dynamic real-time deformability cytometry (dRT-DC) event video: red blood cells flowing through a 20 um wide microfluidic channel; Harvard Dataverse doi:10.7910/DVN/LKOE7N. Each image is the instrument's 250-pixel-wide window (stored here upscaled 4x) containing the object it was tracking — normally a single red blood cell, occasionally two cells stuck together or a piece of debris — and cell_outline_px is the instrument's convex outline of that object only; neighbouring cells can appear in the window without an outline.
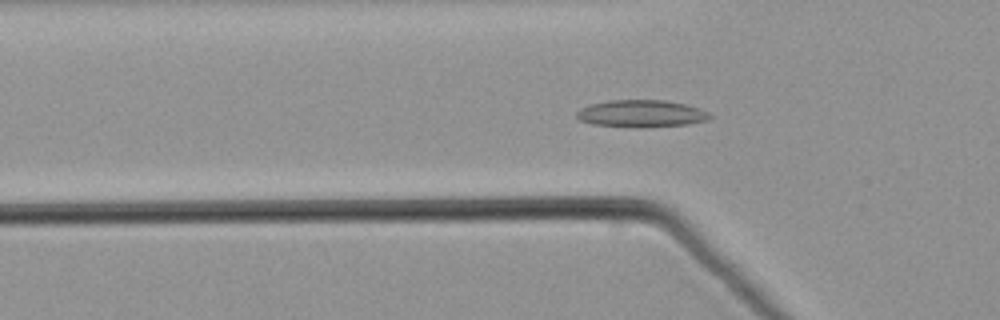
{"species": "common noctule bat (a hibernating species)", "species_latin": "Nyctalus noctula", "temperature_condition": "warm", "stored_images_in_passage": 44, "camera_frame_rate_fps": 3000, "um_per_image_px": 0.085, "animal": {"sex": "male", "body_mass_g": 21.5, "forearm_length_mm": 52.0}, "frame": {"image": 1, "passage_image": 18, "time_ms": 5.667, "image_size_px": [1000, 320], "cell_outline_px": [[712, 116], [708, 120], [688, 124], [592, 124], [580, 120], [576, 116], [576, 112], [580, 108], [592, 104], [608, 100], [664, 100], [684, 104], [700, 108], [708, 112]], "centroid_in_image_um": [54.52, 9.59], "position_along_channel_um": 71.3, "area_um2": 19.77}}
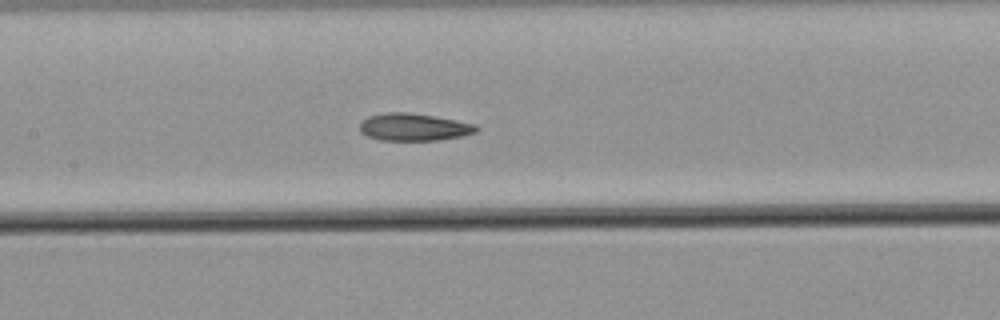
{"frame": {"image": 2, "passage_image": 26, "time_ms": 8.333, "image_size_px": [1000, 320], "cell_outline_px": [[480, 128], [476, 132], [464, 136], [436, 140], [380, 140], [368, 136], [360, 132], [360, 120], [368, 116], [384, 112], [408, 112], [456, 120], [476, 124]], "centroid_in_image_um": [35.17, 10.8], "position_along_channel_um": 172.2, "area_um2": 18.73}}
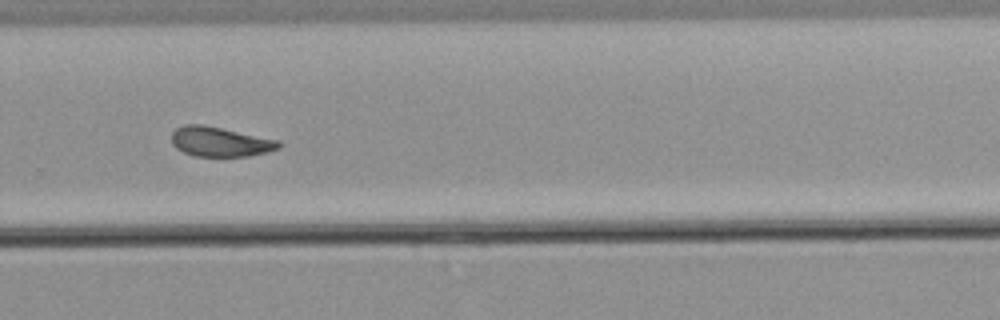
{"frame": {"image": 3, "passage_image": 37, "time_ms": 12.0, "image_size_px": [1000, 320], "cell_outline_px": [[280, 148], [268, 152], [248, 156], [192, 156], [176, 148], [172, 144], [172, 132], [176, 128], [184, 124], [204, 124], [280, 140]], "centroid_in_image_um": [18.71, 12.04], "position_along_channel_um": 311.1, "area_um2": 18.73}}